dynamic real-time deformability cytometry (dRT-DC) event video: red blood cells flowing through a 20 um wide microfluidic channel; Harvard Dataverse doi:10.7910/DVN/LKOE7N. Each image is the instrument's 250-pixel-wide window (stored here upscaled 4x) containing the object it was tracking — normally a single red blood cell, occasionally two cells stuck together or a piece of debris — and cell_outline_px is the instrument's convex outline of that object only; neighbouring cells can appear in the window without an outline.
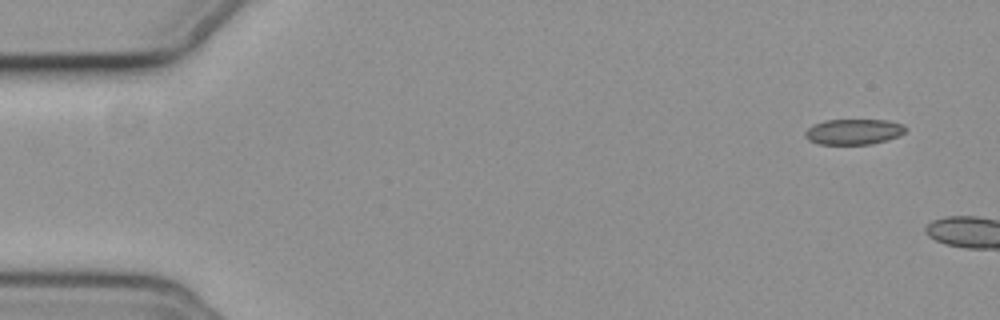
{"species": "common noctule bat (a hibernating species)", "species_latin": "Nyctalus noctula", "temperature_condition": "cold", "stored_images_in_passage": 4, "camera_frame_rate_fps": 3000, "um_per_image_px": 0.085, "animal": {"sex": "female", "body_mass_g": 19.3, "forearm_length_mm": 54.1}, "frame": {"image": 1, "passage_image": 1, "time_ms": 0.0, "image_size_px": [1000, 320], "cell_outline_px": [[908, 128], [900, 136], [888, 140], [872, 144], [820, 144], [808, 140], [804, 136], [804, 132], [812, 124], [824, 120], [888, 120], [904, 124]], "centroid_in_image_um": [72.58, 11.19], "position_along_channel_um": 12.4, "area_um2": 15.2}}